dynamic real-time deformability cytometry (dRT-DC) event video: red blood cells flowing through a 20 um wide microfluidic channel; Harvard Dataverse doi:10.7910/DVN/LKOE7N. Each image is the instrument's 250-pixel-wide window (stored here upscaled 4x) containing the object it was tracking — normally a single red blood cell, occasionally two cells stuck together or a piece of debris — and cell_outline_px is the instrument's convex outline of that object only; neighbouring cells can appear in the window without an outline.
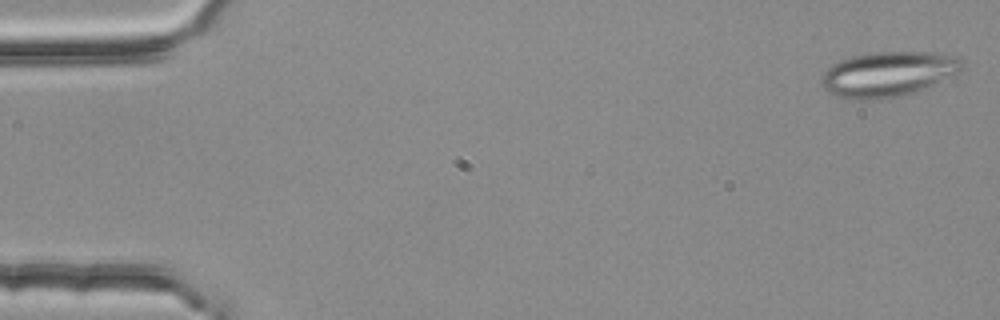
{"species": "common noctule bat (a hibernating species)", "species_latin": "Nyctalus noctula", "temperature_condition": "room temperature", "stored_images_in_passage": 4, "camera_frame_rate_fps": 3000, "um_per_image_px": 0.085, "animal": {"sex": "female", "body_mass_g": 25.1}, "frame": {"image": 1, "passage_image": 1, "time_ms": 0.0, "image_size_px": [1000, 320], "cell_outline_px": [[964, 68], [916, 92], [868, 100], [856, 100], [836, 96], [828, 92], [824, 88], [820, 80], [824, 72], [832, 64], [840, 60], [852, 56], [876, 52], [944, 52], [960, 56], [964, 60]], "centroid_in_image_um": [75.49, 6.27], "position_along_channel_um": 9.5, "area_um2": 36.76}}